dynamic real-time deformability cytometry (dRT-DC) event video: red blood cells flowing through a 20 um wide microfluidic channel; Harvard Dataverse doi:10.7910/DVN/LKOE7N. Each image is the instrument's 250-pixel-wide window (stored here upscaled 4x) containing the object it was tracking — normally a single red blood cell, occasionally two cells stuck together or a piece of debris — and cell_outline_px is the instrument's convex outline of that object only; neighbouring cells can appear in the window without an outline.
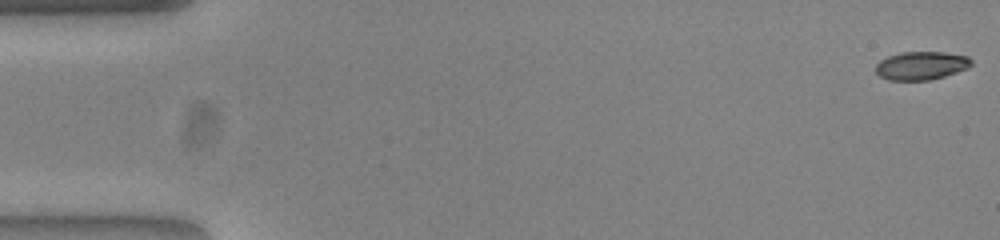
{"species": "common noctule bat (a hibernating species)", "species_latin": "Nyctalus noctula", "temperature_condition": "warm", "stored_images_in_passage": 9, "camera_frame_rate_fps": 3000, "um_per_image_px": 0.085, "animal": {"sex": "female", "body_mass_g": 23.0, "forearm_length_mm": 53.4}, "frame": {"image": 1, "passage_image": 1, "time_ms": 0.0, "image_size_px": [1000, 240], "cell_outline_px": [[972, 64], [968, 68], [944, 76], [928, 80], [888, 80], [880, 76], [876, 72], [876, 64], [880, 60], [888, 56], [900, 52], [944, 52], [968, 56], [972, 60]], "centroid_in_image_um": [78.3, 5.57], "position_along_channel_um": 6.7, "area_um2": 15.78}}